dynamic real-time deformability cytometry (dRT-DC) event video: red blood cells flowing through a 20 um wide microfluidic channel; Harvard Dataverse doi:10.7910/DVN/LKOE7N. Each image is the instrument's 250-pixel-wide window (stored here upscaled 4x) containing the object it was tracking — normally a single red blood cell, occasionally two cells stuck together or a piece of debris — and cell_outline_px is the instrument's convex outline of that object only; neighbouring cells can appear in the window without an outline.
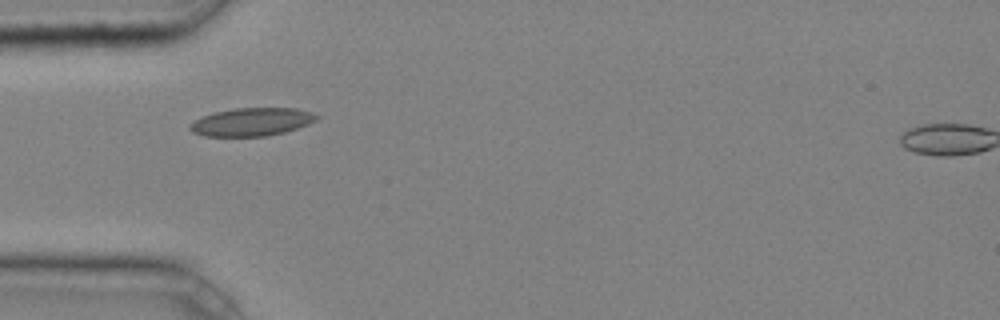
{"species": "common noctule bat (a hibernating species)", "species_latin": "Nyctalus noctula", "temperature_condition": "cold", "stored_images_in_passage": 2, "camera_frame_rate_fps": 3000, "um_per_image_px": 0.085, "animal": {"sex": "male", "body_mass_g": 20.4}, "frame": {"image": 1, "passage_image": 1, "time_ms": 0.0, "image_size_px": [1000, 320], "cell_outline_px": [[320, 116], [316, 120], [308, 124], [284, 132], [264, 136], [204, 136], [192, 132], [188, 128], [196, 120], [212, 112], [236, 108], [296, 108], [312, 112]], "centroid_in_image_um": [21.41, 10.35], "position_along_channel_um": 63.6, "area_um2": 20.58}}
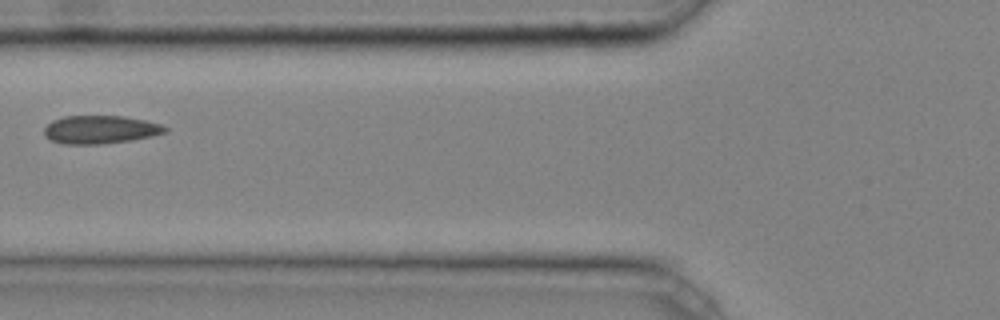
{"frame": {"image": 2, "passage_image": 2, "time_ms": 0.333, "image_size_px": [1000, 320], "cell_outline_px": [[168, 132], [152, 136], [132, 140], [104, 144], [60, 144], [48, 140], [44, 136], [44, 128], [52, 120], [64, 116], [124, 116], [144, 120], [160, 124], [168, 128]], "centroid_in_image_um": [8.5, 11.02], "position_along_channel_um": 117.3, "area_um2": 20.11}}